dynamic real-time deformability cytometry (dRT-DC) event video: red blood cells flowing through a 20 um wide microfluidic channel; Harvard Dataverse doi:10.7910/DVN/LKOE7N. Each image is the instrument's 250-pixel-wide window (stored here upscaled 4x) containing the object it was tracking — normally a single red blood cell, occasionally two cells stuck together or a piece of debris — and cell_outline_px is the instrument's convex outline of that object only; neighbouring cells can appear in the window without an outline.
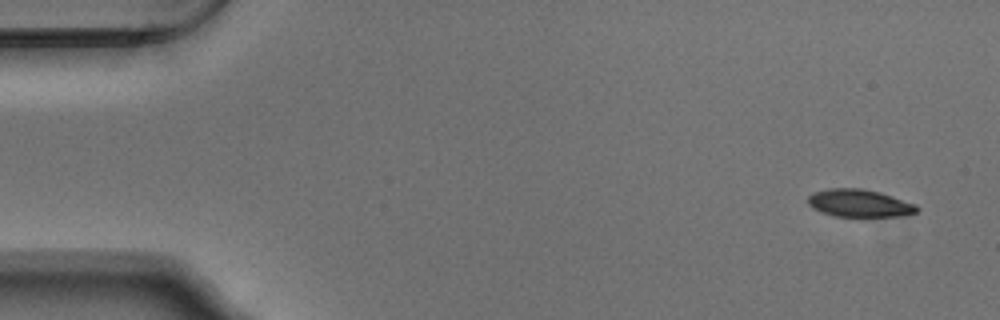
{"species": "Egyptian fruit bat (a non-hibernating species)", "species_latin": "Rousettus aegyptiacus", "temperature_condition": "warm", "stored_images_in_passage": 52, "camera_frame_rate_fps": 3000, "um_per_image_px": 0.085, "animal": {"sex": "male"}, "frame": {"image": 1, "passage_image": 1, "time_ms": 0.0, "image_size_px": [1000, 320], "cell_outline_px": [[920, 208], [916, 212], [896, 216], [836, 216], [820, 212], [812, 208], [808, 204], [808, 196], [812, 192], [828, 188], [860, 188], [880, 192], [916, 204]], "centroid_in_image_um": [73.01, 17.26], "position_along_channel_um": 12.0, "area_um2": 17.51}}
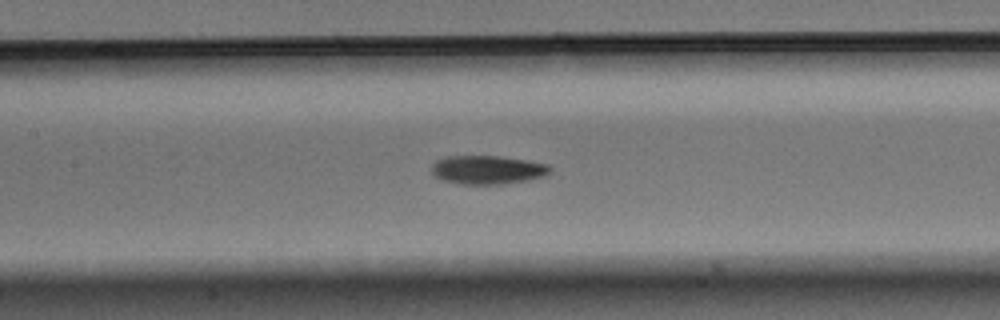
{"frame": {"image": 2, "passage_image": 23, "time_ms": 7.333, "image_size_px": [1000, 320], "cell_outline_px": [[552, 172], [544, 176], [528, 180], [504, 184], [460, 184], [440, 180], [432, 172], [432, 164], [436, 160], [444, 156], [500, 156], [528, 160], [548, 164], [552, 168]], "centroid_in_image_um": [41.45, 14.43], "position_along_channel_um": 165.9, "area_um2": 20.06}}
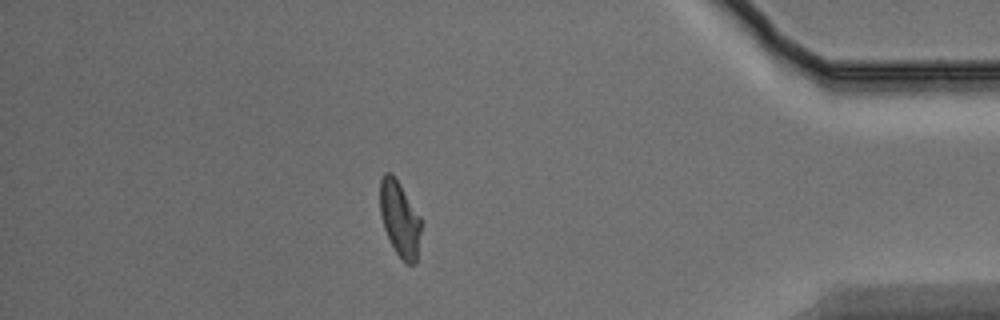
{"frame": {"image": 3, "passage_image": 45, "time_ms": 14.667, "image_size_px": [1000, 320], "cell_outline_px": [[420, 232], [416, 264], [408, 264], [396, 252], [384, 228], [380, 216], [380, 180], [384, 172], [392, 172], [400, 184], [420, 216]], "centroid_in_image_um": [33.96, 18.56], "position_along_channel_um": 401.2, "area_um2": 17.8}, "authors_computed_cell_mechanics": {"area_um2": 18.9873, "velocity_mm_per_s": 3.737, "shape_relaxation_time_tau1_ms": 5.1409, "shape_relaxation_time_tau2_ms": 5.0046, "deformation_change_tau1": 0.1584, "deformation_change_tau2": 0.1165}}